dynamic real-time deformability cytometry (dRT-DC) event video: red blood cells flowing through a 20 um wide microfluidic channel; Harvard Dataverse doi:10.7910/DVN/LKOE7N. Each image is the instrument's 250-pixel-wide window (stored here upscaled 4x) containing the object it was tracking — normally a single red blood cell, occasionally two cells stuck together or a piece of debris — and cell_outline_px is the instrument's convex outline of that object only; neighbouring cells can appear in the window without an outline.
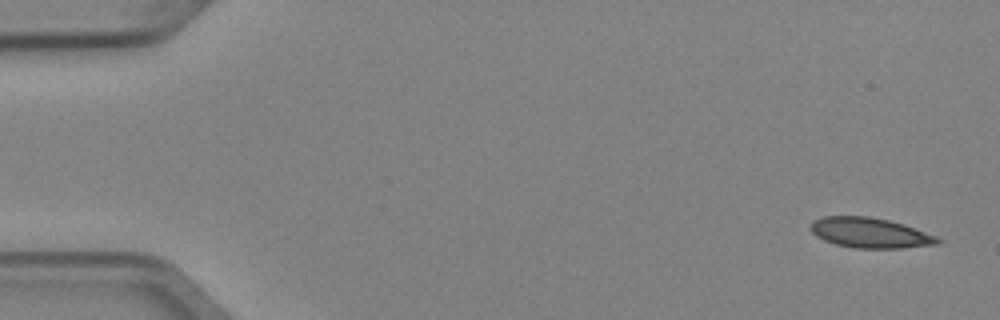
{"species": "Egyptian fruit bat (a non-hibernating species)", "species_latin": "Rousettus aegyptiacus", "temperature_condition": "cold", "stored_images_in_passage": 4, "camera_frame_rate_fps": 3000, "um_per_image_px": 0.085, "animal": {"sex": "female"}, "frame": {"image": 1, "passage_image": 1, "time_ms": 0.0, "image_size_px": [1000, 320], "cell_outline_px": [[944, 240], [940, 244], [900, 248], [856, 248], [836, 244], [824, 240], [816, 236], [812, 232], [812, 220], [824, 216], [868, 216], [888, 220], [904, 224], [936, 236]], "centroid_in_image_um": [73.98, 19.79], "position_along_channel_um": 11.0, "area_um2": 22.31}}